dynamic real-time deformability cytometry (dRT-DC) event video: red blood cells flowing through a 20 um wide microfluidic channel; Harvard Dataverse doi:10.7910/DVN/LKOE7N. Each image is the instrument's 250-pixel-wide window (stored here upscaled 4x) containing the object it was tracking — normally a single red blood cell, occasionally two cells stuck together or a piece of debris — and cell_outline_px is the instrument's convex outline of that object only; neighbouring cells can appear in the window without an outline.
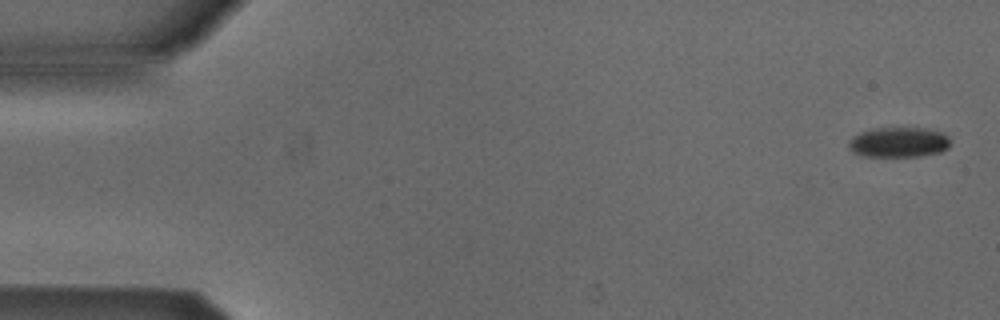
{"species": "Egyptian fruit bat (a non-hibernating species)", "species_latin": "Rousettus aegyptiacus", "temperature_condition": "cold", "stored_images_in_passage": 5, "segment_of_instrument_passage": [1, 2], "camera_frame_rate_fps": 3000, "um_per_image_px": 0.085, "animal": {"sex": "male"}, "frame": {"image": 1, "passage_image": 1, "time_ms": 0.0, "image_size_px": [1000, 320], "cell_outline_px": [[948, 148], [940, 152], [916, 156], [864, 156], [852, 152], [848, 148], [848, 144], [852, 136], [860, 132], [872, 128], [928, 128], [944, 132], [948, 136]], "centroid_in_image_um": [76.36, 12.08], "position_along_channel_um": 8.6, "area_um2": 17.92}}
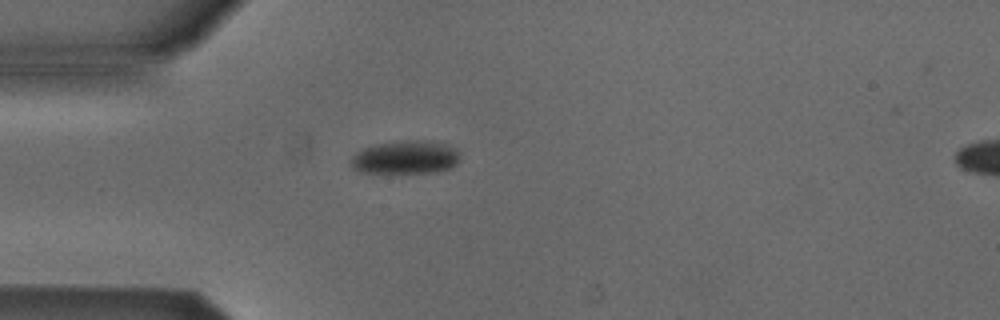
{"frame": {"image": 2, "passage_image": 4, "time_ms": 1.0, "image_size_px": [1000, 320], "cell_outline_px": [[460, 160], [456, 164], [448, 168], [436, 172], [364, 172], [352, 168], [352, 156], [364, 148], [380, 144], [404, 140], [428, 140], [448, 144], [456, 148], [460, 152]], "centroid_in_image_um": [34.55, 13.35], "position_along_channel_um": 50.4, "area_um2": 20.98}}